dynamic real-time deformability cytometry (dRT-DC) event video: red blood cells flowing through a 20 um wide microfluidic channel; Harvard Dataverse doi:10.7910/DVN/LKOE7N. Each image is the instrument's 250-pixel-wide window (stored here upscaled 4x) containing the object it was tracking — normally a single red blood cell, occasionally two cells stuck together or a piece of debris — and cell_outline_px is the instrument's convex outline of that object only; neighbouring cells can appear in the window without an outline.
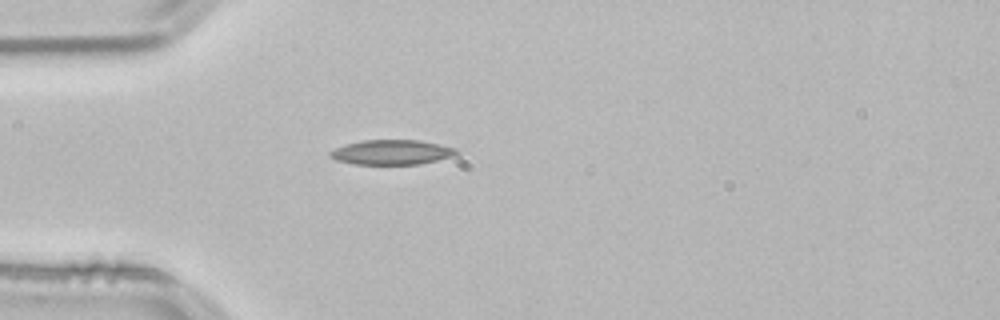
{"species": "common noctule bat (a hibernating species)", "species_latin": "Nyctalus noctula", "temperature_condition": "room temperature", "stored_images_in_passage": 39, "camera_frame_rate_fps": 3000, "um_per_image_px": 0.085, "animal": {"sex": "male", "body_mass_g": 21.5, "forearm_length_mm": 52.0}, "frame": {"image": 1, "passage_image": 1, "time_ms": 0.0, "image_size_px": [1000, 320], "cell_outline_px": [[460, 152], [456, 156], [420, 164], [352, 164], [336, 160], [328, 156], [328, 152], [336, 148], [360, 140], [420, 140], [440, 144], [456, 148]], "centroid_in_image_um": [33.33, 12.94], "position_along_channel_um": 51.7, "area_um2": 18.44}}
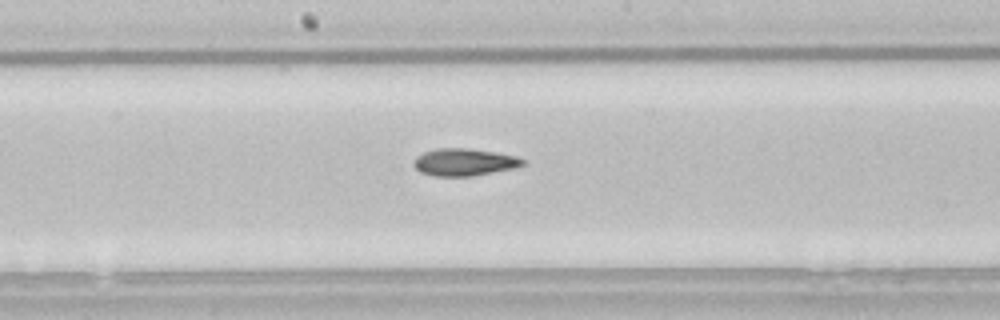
{"frame": {"image": 2, "passage_image": 14, "time_ms": 4.333, "image_size_px": [1000, 320], "cell_outline_px": [[524, 164], [512, 168], [472, 176], [432, 176], [420, 172], [412, 164], [412, 160], [416, 156], [424, 152], [436, 148], [468, 148], [496, 152], [516, 156], [524, 160]], "centroid_in_image_um": [39.39, 13.77], "position_along_channel_um": 208.8, "area_um2": 17.34}}
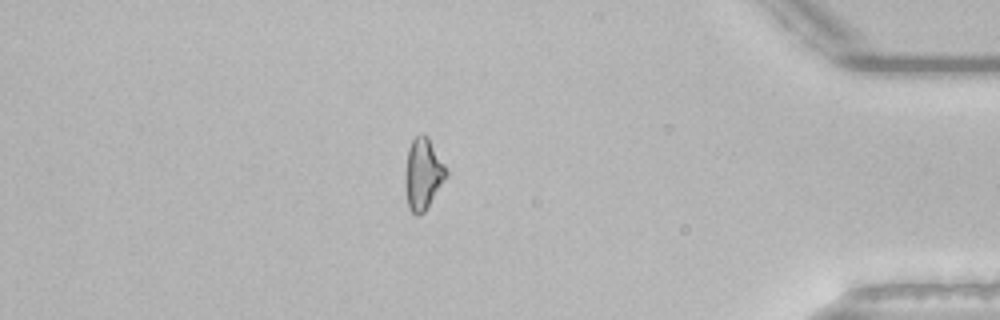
{"frame": {"image": 3, "passage_image": 32, "time_ms": 10.333, "image_size_px": [1000, 320], "cell_outline_px": [[448, 176], [424, 212], [416, 216], [408, 208], [404, 184], [404, 172], [408, 148], [412, 140], [420, 132], [424, 132], [428, 136], [448, 168]], "centroid_in_image_um": [35.96, 14.75], "position_along_channel_um": 399.2, "area_um2": 17.63}, "authors_computed_cell_mechanics": {"area_um2": 17.2244, "velocity_mm_per_s": 3.8296, "shape_relaxation_time_tau1_ms": null, "shape_relaxation_time_tau2_ms": 9.9481, "deformation_change_tau1": null, "deformation_change_tau2": 0.2047}}